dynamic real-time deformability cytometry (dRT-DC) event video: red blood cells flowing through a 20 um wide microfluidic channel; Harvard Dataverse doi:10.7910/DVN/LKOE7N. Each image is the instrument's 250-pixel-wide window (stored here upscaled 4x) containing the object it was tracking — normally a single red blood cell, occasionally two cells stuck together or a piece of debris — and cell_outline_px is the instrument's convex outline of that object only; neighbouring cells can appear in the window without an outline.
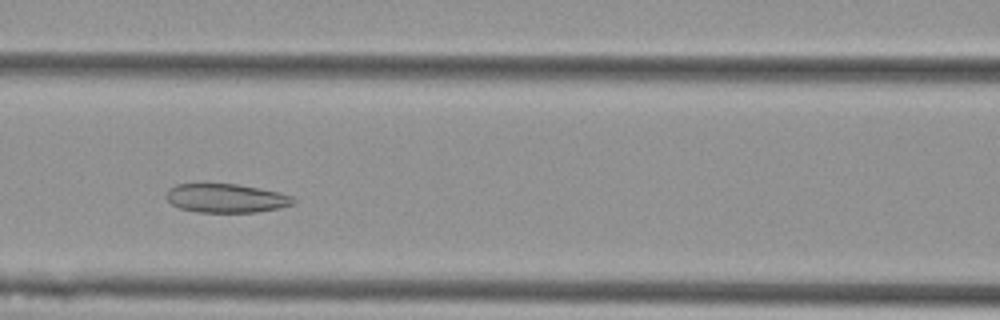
{"species": "Egyptian fruit bat (a non-hibernating species)", "species_latin": "Rousettus aegyptiacus", "temperature_condition": "cold", "stored_images_in_passage": 42, "camera_frame_rate_fps": 3000, "um_per_image_px": 0.085, "animal": {"sex": "female"}, "frame": {"image": 1, "passage_image": 11, "time_ms": 3.333, "image_size_px": [1000, 320], "cell_outline_px": [[296, 200], [292, 204], [276, 208], [256, 212], [196, 212], [180, 208], [172, 204], [164, 196], [168, 188], [176, 184], [236, 184], [260, 188], [280, 192], [292, 196]], "centroid_in_image_um": [19.18, 16.84], "position_along_channel_um": 147.4, "area_um2": 21.33}}
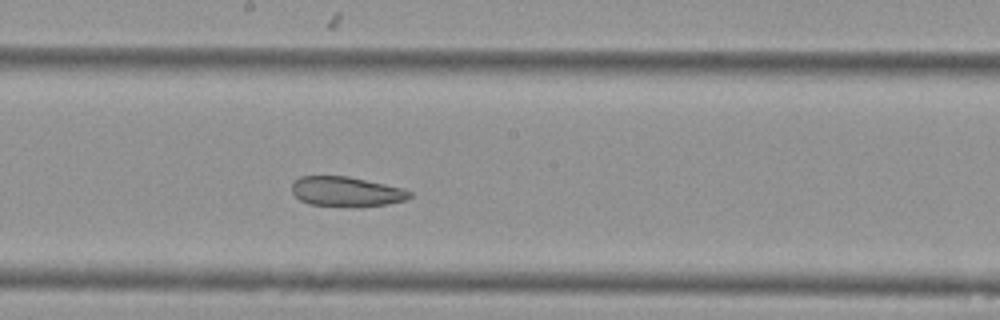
{"frame": {"image": 2, "passage_image": 17, "time_ms": 5.333, "image_size_px": [1000, 320], "cell_outline_px": [[412, 196], [404, 200], [388, 204], [360, 208], [352, 208], [308, 204], [300, 200], [292, 192], [292, 184], [300, 176], [348, 176], [404, 188], [412, 192]], "centroid_in_image_um": [29.46, 16.31], "position_along_channel_um": 218.7, "area_um2": 20.92}}
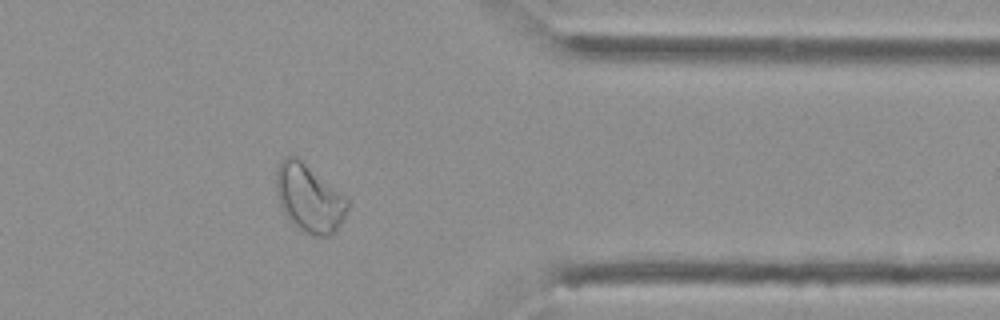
{"frame": {"image": 3, "passage_image": 32, "time_ms": 10.333, "image_size_px": [1000, 320], "cell_outline_px": [[348, 208], [340, 224], [328, 236], [316, 236], [304, 232], [296, 228], [288, 220], [276, 196], [276, 168], [280, 160], [284, 156], [296, 156], [344, 196], [348, 200]], "centroid_in_image_um": [26.22, 16.85], "position_along_channel_um": 385.2, "area_um2": 27.86}, "authors_computed_cell_mechanics": {"area_um2": 23.5824, "velocity_mm_per_s": 3.5897, "shape_relaxation_time_tau1_ms": null, "shape_relaxation_time_tau2_ms": 2.9162, "deformation_change_tau1": null, "deformation_change_tau2": 0.0836}}